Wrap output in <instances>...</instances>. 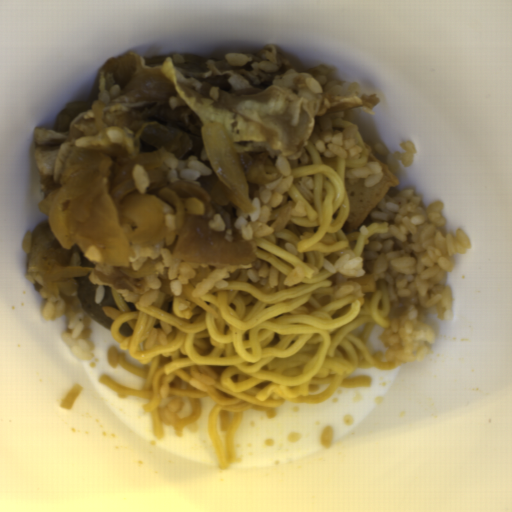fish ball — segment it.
Returning a JSON list of instances; mask_svg holds the SVG:
<instances>
[{"mask_svg":"<svg viewBox=\"0 0 512 512\" xmlns=\"http://www.w3.org/2000/svg\"><path fill=\"white\" fill-rule=\"evenodd\" d=\"M368 159L378 162L382 177L374 186H366L364 180H346V192L348 196V217L341 229L350 233L360 226L367 215L383 199L391 188H395L399 182L397 176L389 170L387 163L381 161L375 153H370Z\"/></svg>","mask_w":512,"mask_h":512,"instance_id":"fish-ball-1","label":"fish ball"}]
</instances>
